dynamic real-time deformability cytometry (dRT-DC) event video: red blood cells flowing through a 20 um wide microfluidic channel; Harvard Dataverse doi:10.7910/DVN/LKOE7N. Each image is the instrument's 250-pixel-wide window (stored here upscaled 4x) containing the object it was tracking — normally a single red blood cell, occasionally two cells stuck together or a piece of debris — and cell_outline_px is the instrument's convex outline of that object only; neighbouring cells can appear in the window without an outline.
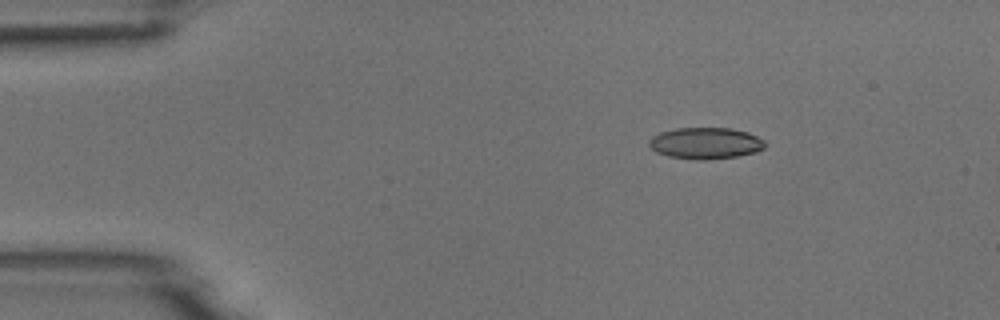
{"species": "common noctule bat (a hibernating species)", "species_latin": "Nyctalus noctula", "temperature_condition": "room temperature", "stored_images_in_passage": 5, "camera_frame_rate_fps": 3000, "um_per_image_px": 0.085, "animal": {"sex": "male", "body_mass_g": 18.8}, "frame": {"image": 1, "passage_image": 3, "time_ms": 2.333, "image_size_px": [1000, 320], "cell_outline_px": [[768, 144], [764, 148], [756, 152], [736, 156], [704, 160], [700, 160], [668, 156], [656, 152], [648, 144], [648, 140], [652, 136], [660, 132], [676, 128], [732, 128], [748, 132], [764, 140]], "centroid_in_image_um": [59.98, 12.16], "position_along_channel_um": 25.0, "area_um2": 21.33}}